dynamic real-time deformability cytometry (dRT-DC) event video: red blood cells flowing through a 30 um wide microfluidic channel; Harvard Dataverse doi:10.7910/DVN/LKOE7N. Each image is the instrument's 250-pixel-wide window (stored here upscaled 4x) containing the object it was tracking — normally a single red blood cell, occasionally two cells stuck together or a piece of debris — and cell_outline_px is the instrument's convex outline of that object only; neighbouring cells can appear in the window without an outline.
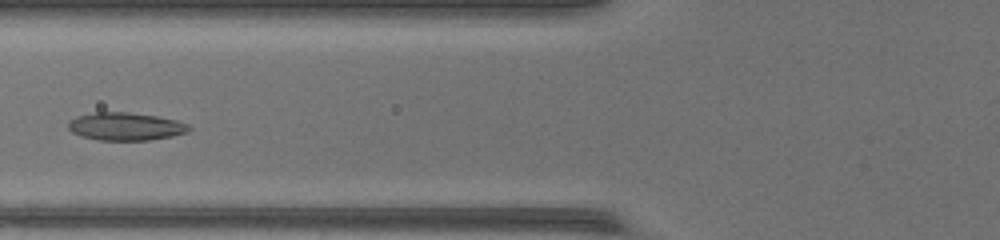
{"species": "common noctule bat (a hibernating species)", "species_latin": "Nyctalus noctula", "temperature_condition": "warm", "stored_images_in_passage": 44, "camera_frame_rate_fps": 3000, "um_per_image_px": 0.085, "animal": {"sex": "female", "body_mass_g": 17.0, "forearm_length_mm": 48.0}, "frame": {"image": 1, "passage_image": 16, "time_ms": 5.0, "image_size_px": [1000, 240], "cell_outline_px": [[192, 128], [188, 132], [172, 136], [148, 140], [100, 140], [80, 136], [72, 132], [68, 128], [68, 120], [76, 116], [96, 112], [128, 112], [156, 116], [176, 120], [188, 124]], "centroid_in_image_um": [10.66, 10.74], "position_along_channel_um": 115.1, "area_um2": 19.65}}
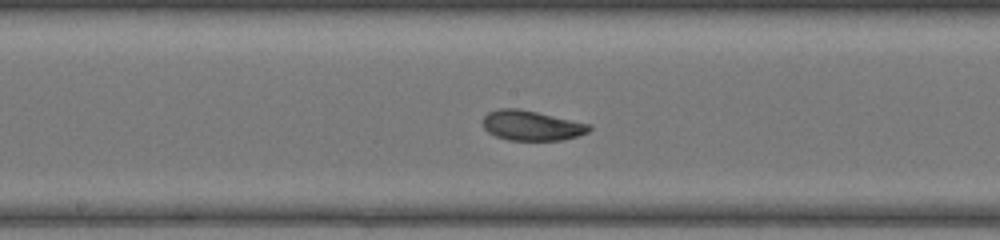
{"frame": {"image": 2, "passage_image": 22, "time_ms": 7.0, "image_size_px": [1000, 240], "cell_outline_px": [[592, 128], [588, 132], [576, 136], [560, 140], [508, 140], [496, 136], [488, 132], [484, 128], [484, 116], [488, 112], [500, 108], [516, 108], [536, 112], [592, 124]], "centroid_in_image_um": [45.19, 10.67], "position_along_channel_um": 203.0, "area_um2": 18.44}}
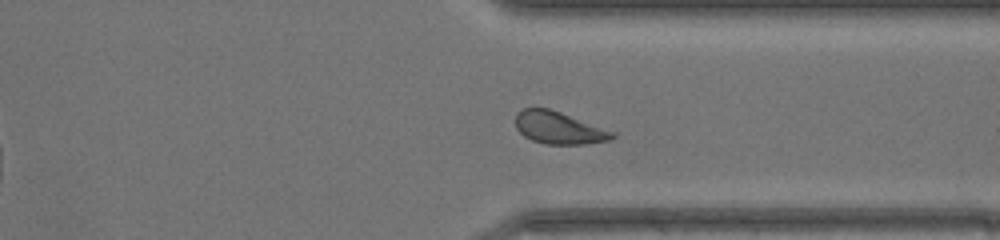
{"frame": {"image": 3, "passage_image": 33, "time_ms": 10.667, "image_size_px": [1000, 240], "cell_outline_px": [[616, 136], [608, 140], [584, 144], [544, 144], [532, 140], [524, 136], [516, 128], [516, 112], [524, 108], [548, 108], [560, 112], [616, 132]], "centroid_in_image_um": [47.49, 10.87], "position_along_channel_um": 363.9, "area_um2": 18.15}, "authors_computed_cell_mechanics": {"area_um2": 19.1029, "velocity_mm_per_s": 4.3946, "shape_relaxation_time_tau1_ms": 6.6055, "shape_relaxation_time_tau2_ms": 1.7142, "deformation_change_tau1": 0.1662, "deformation_change_tau2": 0.0785}}